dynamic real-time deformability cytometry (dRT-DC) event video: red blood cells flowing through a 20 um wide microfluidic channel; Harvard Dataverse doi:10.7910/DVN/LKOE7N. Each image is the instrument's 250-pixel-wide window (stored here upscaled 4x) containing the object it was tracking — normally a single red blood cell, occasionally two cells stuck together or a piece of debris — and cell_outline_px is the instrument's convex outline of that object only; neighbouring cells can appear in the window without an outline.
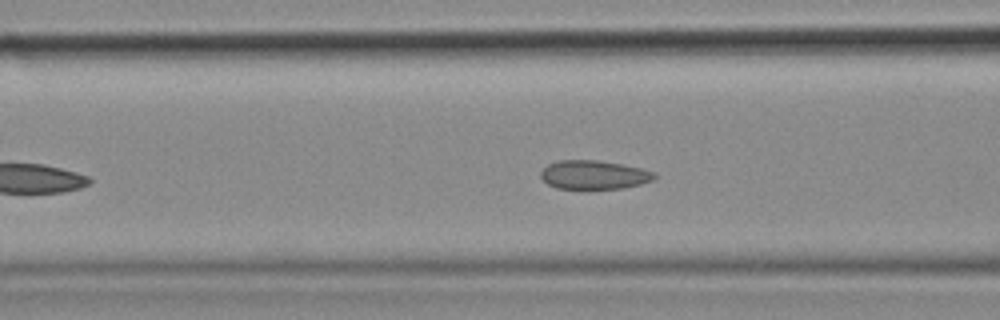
{"species": "common noctule bat (a hibernating species)", "species_latin": "Nyctalus noctula", "temperature_condition": "cold", "stored_images_in_passage": 40, "camera_frame_rate_fps": 3000, "um_per_image_px": 0.085, "animal": {"sex": "female", "body_mass_g": 18.4}, "frame": {"image": 1, "passage_image": 12, "time_ms": 3.667, "image_size_px": [1000, 320], "cell_outline_px": [[656, 176], [652, 180], [640, 184], [620, 188], [556, 188], [548, 184], [540, 176], [540, 172], [548, 164], [560, 160], [596, 160], [620, 164], [640, 168], [656, 172]], "centroid_in_image_um": [50.47, 14.85], "position_along_channel_um": 116.1, "area_um2": 18.79}}